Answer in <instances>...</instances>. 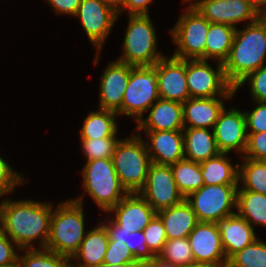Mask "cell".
<instances>
[{"label":"cell","mask_w":266,"mask_h":267,"mask_svg":"<svg viewBox=\"0 0 266 267\" xmlns=\"http://www.w3.org/2000/svg\"><path fill=\"white\" fill-rule=\"evenodd\" d=\"M53 210L49 203L32 200H4L0 205V225L17 249H31V242L41 238L40 248H46Z\"/></svg>","instance_id":"obj_1"},{"label":"cell","mask_w":266,"mask_h":267,"mask_svg":"<svg viewBox=\"0 0 266 267\" xmlns=\"http://www.w3.org/2000/svg\"><path fill=\"white\" fill-rule=\"evenodd\" d=\"M266 24L259 18L244 30L236 29L229 55L223 63L227 81L235 88L249 73L265 66Z\"/></svg>","instance_id":"obj_2"},{"label":"cell","mask_w":266,"mask_h":267,"mask_svg":"<svg viewBox=\"0 0 266 267\" xmlns=\"http://www.w3.org/2000/svg\"><path fill=\"white\" fill-rule=\"evenodd\" d=\"M60 203L51 216L46 249L72 258L86 236L83 198Z\"/></svg>","instance_id":"obj_3"},{"label":"cell","mask_w":266,"mask_h":267,"mask_svg":"<svg viewBox=\"0 0 266 267\" xmlns=\"http://www.w3.org/2000/svg\"><path fill=\"white\" fill-rule=\"evenodd\" d=\"M141 134L119 140L112 156L121 185L128 193H138L145 185L152 164Z\"/></svg>","instance_id":"obj_4"},{"label":"cell","mask_w":266,"mask_h":267,"mask_svg":"<svg viewBox=\"0 0 266 267\" xmlns=\"http://www.w3.org/2000/svg\"><path fill=\"white\" fill-rule=\"evenodd\" d=\"M119 62L138 66H154L165 57L157 51L156 31L149 15H129Z\"/></svg>","instance_id":"obj_5"},{"label":"cell","mask_w":266,"mask_h":267,"mask_svg":"<svg viewBox=\"0 0 266 267\" xmlns=\"http://www.w3.org/2000/svg\"><path fill=\"white\" fill-rule=\"evenodd\" d=\"M83 187L95 203L106 212L128 194L121 185L112 158L87 161L83 168Z\"/></svg>","instance_id":"obj_6"},{"label":"cell","mask_w":266,"mask_h":267,"mask_svg":"<svg viewBox=\"0 0 266 267\" xmlns=\"http://www.w3.org/2000/svg\"><path fill=\"white\" fill-rule=\"evenodd\" d=\"M157 80L158 62L154 66H133L123 96L122 107L117 114L132 116L135 121L139 122L143 118V113L160 98Z\"/></svg>","instance_id":"obj_7"},{"label":"cell","mask_w":266,"mask_h":267,"mask_svg":"<svg viewBox=\"0 0 266 267\" xmlns=\"http://www.w3.org/2000/svg\"><path fill=\"white\" fill-rule=\"evenodd\" d=\"M171 29L173 41L178 46L173 57L182 60H205L206 35L210 22L194 7L188 6Z\"/></svg>","instance_id":"obj_8"},{"label":"cell","mask_w":266,"mask_h":267,"mask_svg":"<svg viewBox=\"0 0 266 267\" xmlns=\"http://www.w3.org/2000/svg\"><path fill=\"white\" fill-rule=\"evenodd\" d=\"M237 190L238 185H203L185 200L199 222L216 223L221 218L235 214L232 208H237Z\"/></svg>","instance_id":"obj_9"},{"label":"cell","mask_w":266,"mask_h":267,"mask_svg":"<svg viewBox=\"0 0 266 267\" xmlns=\"http://www.w3.org/2000/svg\"><path fill=\"white\" fill-rule=\"evenodd\" d=\"M216 71L207 60H186V79L190 98L220 97L231 99L234 87L227 81L223 63H217Z\"/></svg>","instance_id":"obj_10"},{"label":"cell","mask_w":266,"mask_h":267,"mask_svg":"<svg viewBox=\"0 0 266 267\" xmlns=\"http://www.w3.org/2000/svg\"><path fill=\"white\" fill-rule=\"evenodd\" d=\"M138 193L156 212L185 200L177 187L170 165L165 164L150 165L146 183Z\"/></svg>","instance_id":"obj_11"},{"label":"cell","mask_w":266,"mask_h":267,"mask_svg":"<svg viewBox=\"0 0 266 267\" xmlns=\"http://www.w3.org/2000/svg\"><path fill=\"white\" fill-rule=\"evenodd\" d=\"M118 15L102 0H81L75 16L79 17L90 42L97 48L98 55L95 57V64L98 63L99 51Z\"/></svg>","instance_id":"obj_12"},{"label":"cell","mask_w":266,"mask_h":267,"mask_svg":"<svg viewBox=\"0 0 266 267\" xmlns=\"http://www.w3.org/2000/svg\"><path fill=\"white\" fill-rule=\"evenodd\" d=\"M210 23L226 24L236 27L235 23L259 19V9L254 0H201L194 6Z\"/></svg>","instance_id":"obj_13"},{"label":"cell","mask_w":266,"mask_h":267,"mask_svg":"<svg viewBox=\"0 0 266 267\" xmlns=\"http://www.w3.org/2000/svg\"><path fill=\"white\" fill-rule=\"evenodd\" d=\"M195 264L224 267L228 260L216 223L199 222L188 236Z\"/></svg>","instance_id":"obj_14"},{"label":"cell","mask_w":266,"mask_h":267,"mask_svg":"<svg viewBox=\"0 0 266 267\" xmlns=\"http://www.w3.org/2000/svg\"><path fill=\"white\" fill-rule=\"evenodd\" d=\"M217 148L220 153L232 150L245 153L247 146L246 119L244 112L235 108H224L213 127Z\"/></svg>","instance_id":"obj_15"},{"label":"cell","mask_w":266,"mask_h":267,"mask_svg":"<svg viewBox=\"0 0 266 267\" xmlns=\"http://www.w3.org/2000/svg\"><path fill=\"white\" fill-rule=\"evenodd\" d=\"M158 92L161 99L183 103L190 99L186 60L163 57L158 61Z\"/></svg>","instance_id":"obj_16"},{"label":"cell","mask_w":266,"mask_h":267,"mask_svg":"<svg viewBox=\"0 0 266 267\" xmlns=\"http://www.w3.org/2000/svg\"><path fill=\"white\" fill-rule=\"evenodd\" d=\"M132 67L117 60L108 65L100 81L99 109L116 113L121 109Z\"/></svg>","instance_id":"obj_17"},{"label":"cell","mask_w":266,"mask_h":267,"mask_svg":"<svg viewBox=\"0 0 266 267\" xmlns=\"http://www.w3.org/2000/svg\"><path fill=\"white\" fill-rule=\"evenodd\" d=\"M110 211L115 212L113 220L130 232L143 231L157 214L139 193H128Z\"/></svg>","instance_id":"obj_18"},{"label":"cell","mask_w":266,"mask_h":267,"mask_svg":"<svg viewBox=\"0 0 266 267\" xmlns=\"http://www.w3.org/2000/svg\"><path fill=\"white\" fill-rule=\"evenodd\" d=\"M146 120L138 122L137 131H183V105L176 101L159 98L152 107Z\"/></svg>","instance_id":"obj_19"},{"label":"cell","mask_w":266,"mask_h":267,"mask_svg":"<svg viewBox=\"0 0 266 267\" xmlns=\"http://www.w3.org/2000/svg\"><path fill=\"white\" fill-rule=\"evenodd\" d=\"M216 224L227 260L257 239L254 228L238 213L221 218Z\"/></svg>","instance_id":"obj_20"},{"label":"cell","mask_w":266,"mask_h":267,"mask_svg":"<svg viewBox=\"0 0 266 267\" xmlns=\"http://www.w3.org/2000/svg\"><path fill=\"white\" fill-rule=\"evenodd\" d=\"M151 145L146 144L152 163L171 165L184 159L182 131L146 132Z\"/></svg>","instance_id":"obj_21"},{"label":"cell","mask_w":266,"mask_h":267,"mask_svg":"<svg viewBox=\"0 0 266 267\" xmlns=\"http://www.w3.org/2000/svg\"><path fill=\"white\" fill-rule=\"evenodd\" d=\"M222 99L211 98H190L183 102V123L184 128H205L214 127L220 112L224 109ZM188 122L189 126L186 125ZM188 126V127H187Z\"/></svg>","instance_id":"obj_22"},{"label":"cell","mask_w":266,"mask_h":267,"mask_svg":"<svg viewBox=\"0 0 266 267\" xmlns=\"http://www.w3.org/2000/svg\"><path fill=\"white\" fill-rule=\"evenodd\" d=\"M157 215L164 224L167 240L187 238L199 223L195 212L186 200L160 210Z\"/></svg>","instance_id":"obj_23"},{"label":"cell","mask_w":266,"mask_h":267,"mask_svg":"<svg viewBox=\"0 0 266 267\" xmlns=\"http://www.w3.org/2000/svg\"><path fill=\"white\" fill-rule=\"evenodd\" d=\"M109 237L102 224L86 233L79 250L71 259L80 261L71 267H96L103 263L108 248Z\"/></svg>","instance_id":"obj_24"},{"label":"cell","mask_w":266,"mask_h":267,"mask_svg":"<svg viewBox=\"0 0 266 267\" xmlns=\"http://www.w3.org/2000/svg\"><path fill=\"white\" fill-rule=\"evenodd\" d=\"M184 159L201 163L217 156L214 133L205 128H184ZM187 155V156H186Z\"/></svg>","instance_id":"obj_25"},{"label":"cell","mask_w":266,"mask_h":267,"mask_svg":"<svg viewBox=\"0 0 266 267\" xmlns=\"http://www.w3.org/2000/svg\"><path fill=\"white\" fill-rule=\"evenodd\" d=\"M226 156L219 153L200 163L204 185H239V164L234 167Z\"/></svg>","instance_id":"obj_26"},{"label":"cell","mask_w":266,"mask_h":267,"mask_svg":"<svg viewBox=\"0 0 266 267\" xmlns=\"http://www.w3.org/2000/svg\"><path fill=\"white\" fill-rule=\"evenodd\" d=\"M236 27L226 24L210 23L206 35L205 60L217 59L224 63L233 44Z\"/></svg>","instance_id":"obj_27"},{"label":"cell","mask_w":266,"mask_h":267,"mask_svg":"<svg viewBox=\"0 0 266 267\" xmlns=\"http://www.w3.org/2000/svg\"><path fill=\"white\" fill-rule=\"evenodd\" d=\"M117 115L116 112L102 109L90 112L84 119V124L80 129V139L94 140L116 137L117 123L115 119Z\"/></svg>","instance_id":"obj_28"},{"label":"cell","mask_w":266,"mask_h":267,"mask_svg":"<svg viewBox=\"0 0 266 267\" xmlns=\"http://www.w3.org/2000/svg\"><path fill=\"white\" fill-rule=\"evenodd\" d=\"M180 193L186 198L204 185L200 163L183 159L170 165Z\"/></svg>","instance_id":"obj_29"},{"label":"cell","mask_w":266,"mask_h":267,"mask_svg":"<svg viewBox=\"0 0 266 267\" xmlns=\"http://www.w3.org/2000/svg\"><path fill=\"white\" fill-rule=\"evenodd\" d=\"M238 214L251 226L259 224L266 227V195L247 190H237Z\"/></svg>","instance_id":"obj_30"},{"label":"cell","mask_w":266,"mask_h":267,"mask_svg":"<svg viewBox=\"0 0 266 267\" xmlns=\"http://www.w3.org/2000/svg\"><path fill=\"white\" fill-rule=\"evenodd\" d=\"M243 159L242 166H238V181L243 182V187L238 190H247L266 195V162L255 161L245 157Z\"/></svg>","instance_id":"obj_31"},{"label":"cell","mask_w":266,"mask_h":267,"mask_svg":"<svg viewBox=\"0 0 266 267\" xmlns=\"http://www.w3.org/2000/svg\"><path fill=\"white\" fill-rule=\"evenodd\" d=\"M26 251L24 256L18 257L20 267H71L72 264L71 258L46 248H31Z\"/></svg>","instance_id":"obj_32"},{"label":"cell","mask_w":266,"mask_h":267,"mask_svg":"<svg viewBox=\"0 0 266 267\" xmlns=\"http://www.w3.org/2000/svg\"><path fill=\"white\" fill-rule=\"evenodd\" d=\"M157 257L175 266L187 267L195 265L188 237L167 240Z\"/></svg>","instance_id":"obj_33"},{"label":"cell","mask_w":266,"mask_h":267,"mask_svg":"<svg viewBox=\"0 0 266 267\" xmlns=\"http://www.w3.org/2000/svg\"><path fill=\"white\" fill-rule=\"evenodd\" d=\"M228 267H266V243L254 240L242 250L233 254L227 262Z\"/></svg>","instance_id":"obj_34"},{"label":"cell","mask_w":266,"mask_h":267,"mask_svg":"<svg viewBox=\"0 0 266 267\" xmlns=\"http://www.w3.org/2000/svg\"><path fill=\"white\" fill-rule=\"evenodd\" d=\"M118 141L117 137L81 140V148L87 161L112 158Z\"/></svg>","instance_id":"obj_35"},{"label":"cell","mask_w":266,"mask_h":267,"mask_svg":"<svg viewBox=\"0 0 266 267\" xmlns=\"http://www.w3.org/2000/svg\"><path fill=\"white\" fill-rule=\"evenodd\" d=\"M143 233L146 245L155 256H158L162 251L163 245L167 242V236L164 224L157 214L144 228Z\"/></svg>","instance_id":"obj_36"},{"label":"cell","mask_w":266,"mask_h":267,"mask_svg":"<svg viewBox=\"0 0 266 267\" xmlns=\"http://www.w3.org/2000/svg\"><path fill=\"white\" fill-rule=\"evenodd\" d=\"M248 80L251 88V96L254 101L266 102V65L260 67L256 71L249 73L234 89L237 91L239 87Z\"/></svg>","instance_id":"obj_37"},{"label":"cell","mask_w":266,"mask_h":267,"mask_svg":"<svg viewBox=\"0 0 266 267\" xmlns=\"http://www.w3.org/2000/svg\"><path fill=\"white\" fill-rule=\"evenodd\" d=\"M247 146L242 157L266 162V132L247 133Z\"/></svg>","instance_id":"obj_38"},{"label":"cell","mask_w":266,"mask_h":267,"mask_svg":"<svg viewBox=\"0 0 266 267\" xmlns=\"http://www.w3.org/2000/svg\"><path fill=\"white\" fill-rule=\"evenodd\" d=\"M133 260H135V257L125 243L109 241L103 263L118 265Z\"/></svg>","instance_id":"obj_39"},{"label":"cell","mask_w":266,"mask_h":267,"mask_svg":"<svg viewBox=\"0 0 266 267\" xmlns=\"http://www.w3.org/2000/svg\"><path fill=\"white\" fill-rule=\"evenodd\" d=\"M255 102L257 106L252 112H244L247 133L266 132V102Z\"/></svg>","instance_id":"obj_40"},{"label":"cell","mask_w":266,"mask_h":267,"mask_svg":"<svg viewBox=\"0 0 266 267\" xmlns=\"http://www.w3.org/2000/svg\"><path fill=\"white\" fill-rule=\"evenodd\" d=\"M125 244L130 249L135 259H142L150 262L155 257L146 245L143 231L131 232Z\"/></svg>","instance_id":"obj_41"},{"label":"cell","mask_w":266,"mask_h":267,"mask_svg":"<svg viewBox=\"0 0 266 267\" xmlns=\"http://www.w3.org/2000/svg\"><path fill=\"white\" fill-rule=\"evenodd\" d=\"M22 175H18L16 171L7 164L6 161L0 157V198L4 194L13 192L14 187L21 185Z\"/></svg>","instance_id":"obj_42"},{"label":"cell","mask_w":266,"mask_h":267,"mask_svg":"<svg viewBox=\"0 0 266 267\" xmlns=\"http://www.w3.org/2000/svg\"><path fill=\"white\" fill-rule=\"evenodd\" d=\"M3 232L0 225V267L18 263L19 254L14 249L17 245ZM15 244V245H13Z\"/></svg>","instance_id":"obj_43"},{"label":"cell","mask_w":266,"mask_h":267,"mask_svg":"<svg viewBox=\"0 0 266 267\" xmlns=\"http://www.w3.org/2000/svg\"><path fill=\"white\" fill-rule=\"evenodd\" d=\"M49 4L54 8V12L60 14H71L75 16L78 7L81 4V0H47Z\"/></svg>","instance_id":"obj_44"},{"label":"cell","mask_w":266,"mask_h":267,"mask_svg":"<svg viewBox=\"0 0 266 267\" xmlns=\"http://www.w3.org/2000/svg\"><path fill=\"white\" fill-rule=\"evenodd\" d=\"M107 230L109 241H117L127 243L128 235L130 231L124 230V228L118 225L114 220H109L107 224L101 223Z\"/></svg>","instance_id":"obj_45"},{"label":"cell","mask_w":266,"mask_h":267,"mask_svg":"<svg viewBox=\"0 0 266 267\" xmlns=\"http://www.w3.org/2000/svg\"><path fill=\"white\" fill-rule=\"evenodd\" d=\"M152 0H127L124 9H128L129 15H149L148 4Z\"/></svg>","instance_id":"obj_46"},{"label":"cell","mask_w":266,"mask_h":267,"mask_svg":"<svg viewBox=\"0 0 266 267\" xmlns=\"http://www.w3.org/2000/svg\"><path fill=\"white\" fill-rule=\"evenodd\" d=\"M106 5L112 8L117 14L124 11L127 0H102Z\"/></svg>","instance_id":"obj_47"},{"label":"cell","mask_w":266,"mask_h":267,"mask_svg":"<svg viewBox=\"0 0 266 267\" xmlns=\"http://www.w3.org/2000/svg\"><path fill=\"white\" fill-rule=\"evenodd\" d=\"M150 267H180V266H175L169 262H165L155 256L151 261H150Z\"/></svg>","instance_id":"obj_48"},{"label":"cell","mask_w":266,"mask_h":267,"mask_svg":"<svg viewBox=\"0 0 266 267\" xmlns=\"http://www.w3.org/2000/svg\"><path fill=\"white\" fill-rule=\"evenodd\" d=\"M123 267H150V262L142 259H135L123 264Z\"/></svg>","instance_id":"obj_49"},{"label":"cell","mask_w":266,"mask_h":267,"mask_svg":"<svg viewBox=\"0 0 266 267\" xmlns=\"http://www.w3.org/2000/svg\"><path fill=\"white\" fill-rule=\"evenodd\" d=\"M259 18L266 24V5L259 11Z\"/></svg>","instance_id":"obj_50"},{"label":"cell","mask_w":266,"mask_h":267,"mask_svg":"<svg viewBox=\"0 0 266 267\" xmlns=\"http://www.w3.org/2000/svg\"><path fill=\"white\" fill-rule=\"evenodd\" d=\"M254 1L259 11L266 5V0H254Z\"/></svg>","instance_id":"obj_51"},{"label":"cell","mask_w":266,"mask_h":267,"mask_svg":"<svg viewBox=\"0 0 266 267\" xmlns=\"http://www.w3.org/2000/svg\"><path fill=\"white\" fill-rule=\"evenodd\" d=\"M96 267H123V264L112 265V264H108V263H101L100 265H98Z\"/></svg>","instance_id":"obj_52"},{"label":"cell","mask_w":266,"mask_h":267,"mask_svg":"<svg viewBox=\"0 0 266 267\" xmlns=\"http://www.w3.org/2000/svg\"><path fill=\"white\" fill-rule=\"evenodd\" d=\"M187 267H214V266H210V265H202V264H195V265L187 266Z\"/></svg>","instance_id":"obj_53"},{"label":"cell","mask_w":266,"mask_h":267,"mask_svg":"<svg viewBox=\"0 0 266 267\" xmlns=\"http://www.w3.org/2000/svg\"><path fill=\"white\" fill-rule=\"evenodd\" d=\"M183 1H185V2H187V1L188 2H191V0H183ZM199 1H201V0H199ZM197 3H198V1L196 0V1L192 2L191 5L189 4V6L194 7Z\"/></svg>","instance_id":"obj_54"},{"label":"cell","mask_w":266,"mask_h":267,"mask_svg":"<svg viewBox=\"0 0 266 267\" xmlns=\"http://www.w3.org/2000/svg\"><path fill=\"white\" fill-rule=\"evenodd\" d=\"M2 267H20V266H19V263H14V264H11L8 266H2Z\"/></svg>","instance_id":"obj_55"}]
</instances>
